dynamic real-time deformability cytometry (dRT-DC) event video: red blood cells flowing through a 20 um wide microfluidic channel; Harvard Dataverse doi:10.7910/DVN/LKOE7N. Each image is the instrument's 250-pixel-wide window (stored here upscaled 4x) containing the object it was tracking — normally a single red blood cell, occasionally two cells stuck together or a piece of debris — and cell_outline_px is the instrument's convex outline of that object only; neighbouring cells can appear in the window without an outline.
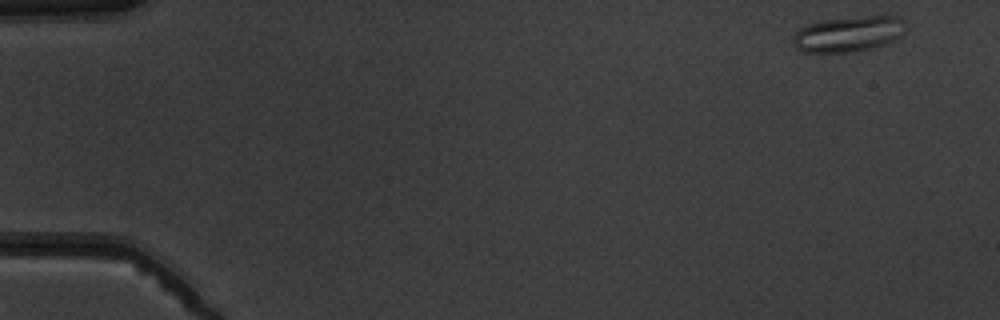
{"species": "common noctule bat (a hibernating species)", "species_latin": "Nyctalus noctula", "temperature_condition": "warm", "stored_images_in_passage": 6, "camera_frame_rate_fps": 3000, "um_per_image_px": 0.085, "animal": {"sex": "male", "body_mass_g": 19.5, "forearm_length_mm": 54.6}, "frame": {"image": 1, "passage_image": 1, "time_ms": 0.0, "image_size_px": [1000, 320], "cell_outline_px": [[904, 32], [900, 36], [884, 44], [868, 48], [848, 52], [804, 52], [796, 48], [792, 44], [792, 36], [800, 28], [808, 24], [820, 20], [868, 16], [900, 16], [904, 20]], "centroid_in_image_um": [72.07, 2.88], "position_along_channel_um": 12.9, "area_um2": 23.18}}
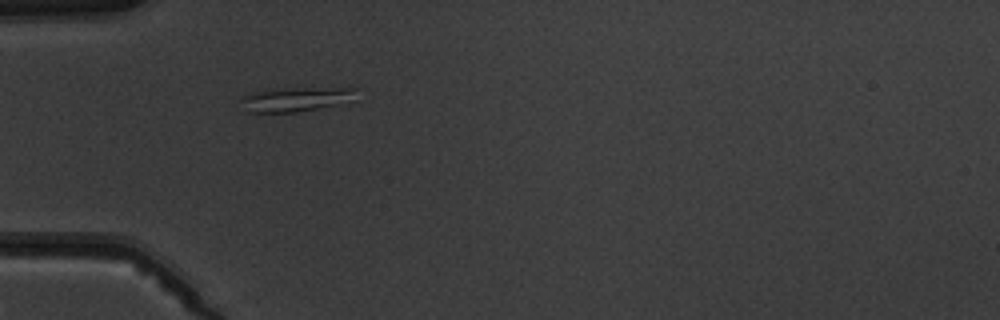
{"frame": {"image": 2, "passage_image": 5, "time_ms": 4.667, "image_size_px": [1000, 320], "cell_outline_px": [[356, 88], [352, 100], [336, 104], [296, 112], [248, 112], [240, 100], [244, 96], [252, 92], [268, 88]], "centroid_in_image_um": [25.07, 8.42], "position_along_channel_um": 59.9, "area_um2": 16.07}}
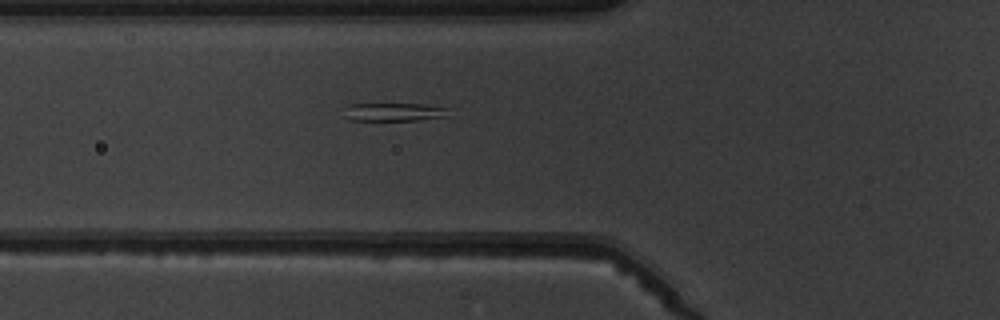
{"frame": {"image": 3, "passage_image": 6, "time_ms": 5.667, "image_size_px": [1000, 320], "cell_outline_px": [[448, 116], [416, 120], [348, 120], [344, 116], [344, 108], [348, 104], [424, 104], [448, 108]], "centroid_in_image_um": [33.44, 9.51], "position_along_channel_um": 92.4, "area_um2": 11.1}}